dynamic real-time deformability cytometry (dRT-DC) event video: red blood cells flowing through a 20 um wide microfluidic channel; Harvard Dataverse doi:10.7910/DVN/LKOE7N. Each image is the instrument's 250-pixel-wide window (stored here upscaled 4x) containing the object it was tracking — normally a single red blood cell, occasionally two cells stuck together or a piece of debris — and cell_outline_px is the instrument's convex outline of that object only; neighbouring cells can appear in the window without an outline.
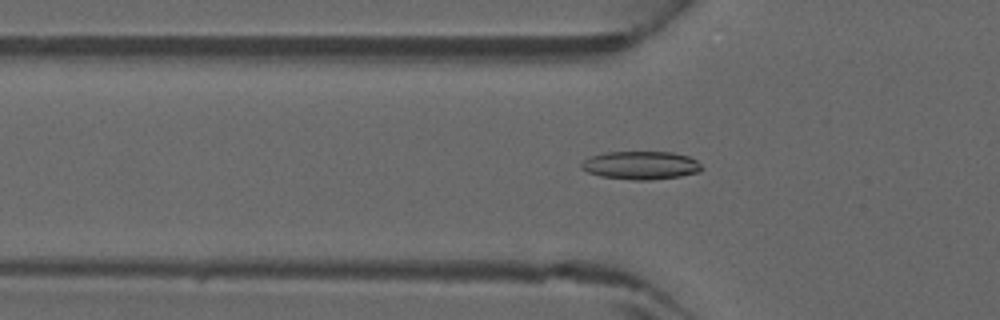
{"species": "common noctule bat (a hibernating species)", "species_latin": "Nyctalus noctula", "temperature_condition": "warm", "stored_images_in_passage": 33, "camera_frame_rate_fps": 3000, "um_per_image_px": 0.085, "animal": {"sex": "male", "forearm_length_mm": 52.5}, "frame": {"image": 1, "passage_image": 3, "time_ms": 0.667, "image_size_px": [1000, 320], "cell_outline_px": [[704, 168], [700, 172], [680, 176], [652, 180], [632, 180], [600, 176], [588, 172], [580, 168], [580, 164], [584, 160], [592, 156], [608, 152], [672, 152], [688, 156], [696, 160]], "centroid_in_image_um": [54.49, 14.06], "position_along_channel_um": 71.3, "area_um2": 19.83}}
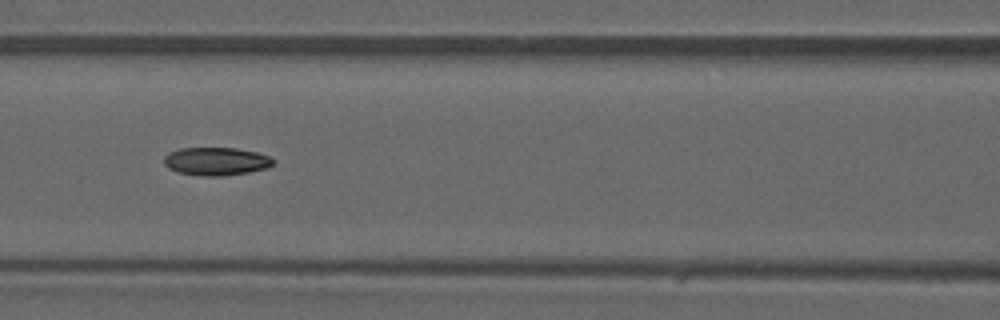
{"frame": {"image": 2, "passage_image": 8, "time_ms": 2.333, "image_size_px": [1000, 320], "cell_outline_px": [[276, 160], [268, 168], [248, 172], [224, 176], [200, 176], [176, 172], [168, 168], [164, 164], [164, 156], [168, 152], [180, 148], [236, 148], [256, 152], [268, 156]], "centroid_in_image_um": [18.34, 13.72], "position_along_channel_um": 148.3, "area_um2": 18.03}}
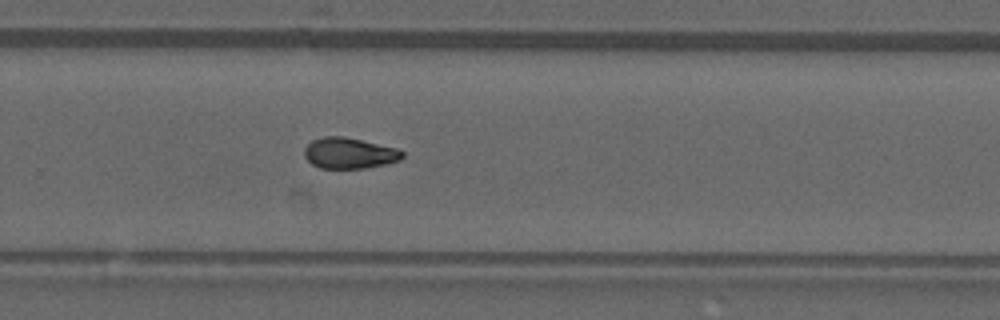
{"frame": {"image": 3, "passage_image": 18, "time_ms": 5.667, "image_size_px": [1000, 320], "cell_outline_px": [[404, 156], [400, 160], [388, 164], [368, 168], [320, 168], [312, 164], [304, 156], [304, 148], [312, 140], [324, 136], [344, 136], [400, 148], [404, 152]], "centroid_in_image_um": [29.74, 13.01], "position_along_channel_um": 300.1, "area_um2": 17.98}}